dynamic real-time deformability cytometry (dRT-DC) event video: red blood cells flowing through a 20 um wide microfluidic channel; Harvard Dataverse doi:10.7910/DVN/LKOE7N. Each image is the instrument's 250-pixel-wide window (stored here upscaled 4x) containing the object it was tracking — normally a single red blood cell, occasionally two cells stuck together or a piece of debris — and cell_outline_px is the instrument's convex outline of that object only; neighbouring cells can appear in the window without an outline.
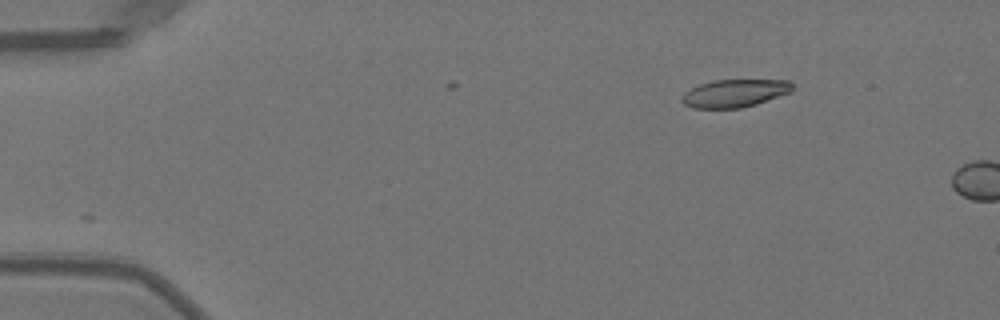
{"species": "Egyptian fruit bat (a non-hibernating species)", "species_latin": "Rousettus aegyptiacus", "temperature_condition": "warm", "stored_images_in_passage": 3, "camera_frame_rate_fps": 3000, "um_per_image_px": 0.085, "animal": {"sex": "female"}, "frame": {"image": 1, "passage_image": 1, "time_ms": 0.0, "image_size_px": [1000, 320], "cell_outline_px": [[792, 92], [756, 104], [740, 108], [692, 108], [684, 104], [680, 100], [680, 96], [684, 92], [700, 84], [712, 80], [792, 80]], "centroid_in_image_um": [62.43, 7.92], "position_along_channel_um": 22.6, "area_um2": 18.03}}